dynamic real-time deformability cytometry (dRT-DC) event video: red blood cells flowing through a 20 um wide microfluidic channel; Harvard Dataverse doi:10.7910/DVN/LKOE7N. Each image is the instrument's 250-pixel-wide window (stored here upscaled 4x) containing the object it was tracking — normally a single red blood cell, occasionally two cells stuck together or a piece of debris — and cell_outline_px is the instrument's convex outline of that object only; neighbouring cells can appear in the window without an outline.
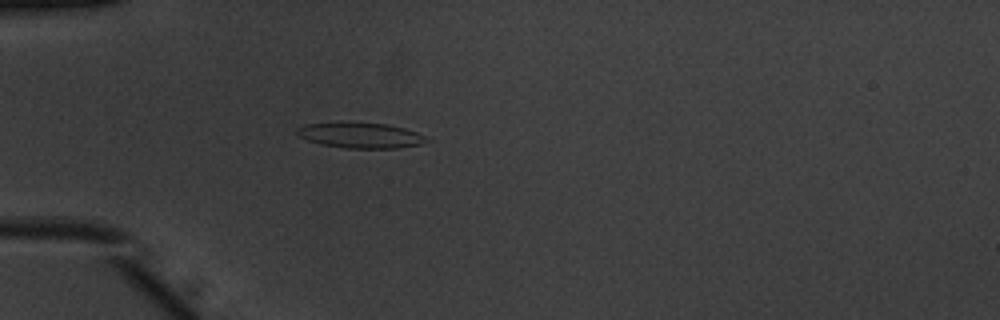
{"species": "common noctule bat (a hibernating species)", "species_latin": "Nyctalus noctula", "temperature_condition": "warm", "stored_images_in_passage": 51, "camera_frame_rate_fps": 3000, "um_per_image_px": 0.085, "animal": {"sex": "male", "body_mass_g": 20.1, "forearm_length_mm": 53.5}, "frame": {"image": 1, "passage_image": 15, "time_ms": 4.667, "image_size_px": [1000, 320], "cell_outline_px": [[432, 140], [420, 144], [400, 148], [344, 148], [320, 144], [308, 140], [300, 136], [296, 132], [296, 128], [304, 124], [336, 120], [348, 120], [388, 124], [404, 128], [416, 132]], "centroid_in_image_um": [30.59, 11.46], "position_along_channel_um": 54.4, "area_um2": 20.06}}
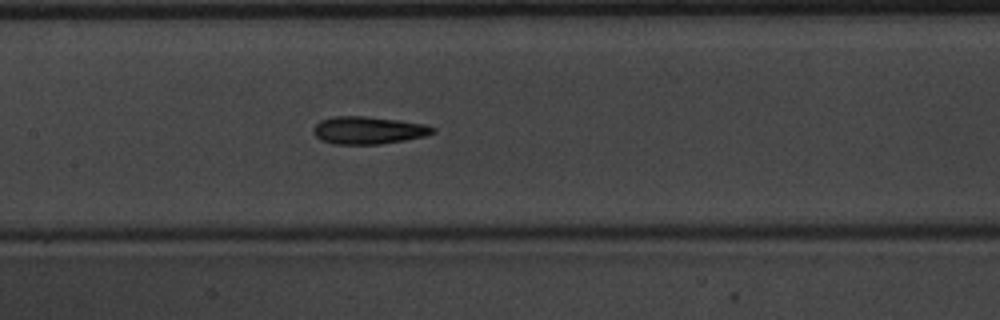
{"frame": {"image": 2, "passage_image": 25, "time_ms": 8.0, "image_size_px": [1000, 320], "cell_outline_px": [[436, 132], [428, 136], [380, 144], [332, 144], [320, 140], [312, 132], [312, 128], [320, 120], [332, 116], [364, 116], [400, 120], [424, 124], [436, 128]], "centroid_in_image_um": [31.3, 11.07], "position_along_channel_um": 176.1, "area_um2": 19.42}}
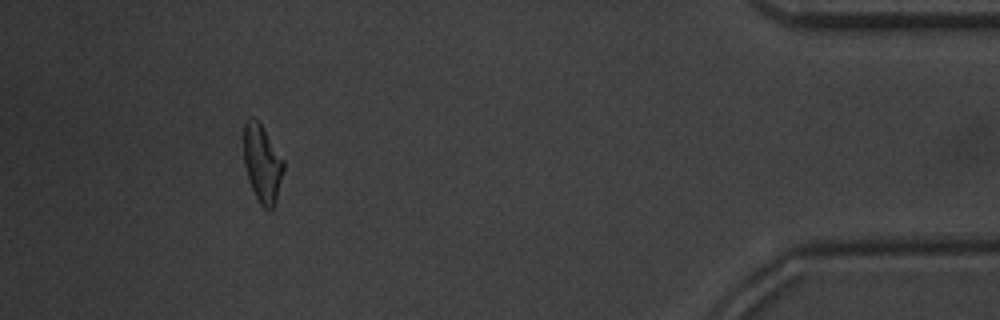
{"frame": {"image": 3, "passage_image": 47, "time_ms": 15.333, "image_size_px": [1000, 320], "cell_outline_px": [[284, 168], [276, 204], [272, 212], [268, 212], [260, 204], [252, 188], [244, 164], [244, 124], [252, 116], [260, 124], [284, 160]], "centroid_in_image_um": [22.31, 13.97], "position_along_channel_um": 412.9, "area_um2": 17.92}, "authors_computed_cell_mechanics": {"area_um2": 19.074, "velocity_mm_per_s": 3.9702, "shape_relaxation_time_tau1_ms": 5.3564, "shape_relaxation_time_tau2_ms": 3.8408, "deformation_change_tau1": 0.1744, "deformation_change_tau2": 0.1419}}